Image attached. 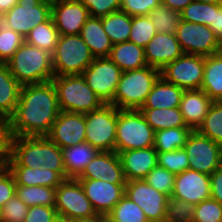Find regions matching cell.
Returning a JSON list of instances; mask_svg holds the SVG:
<instances>
[{"label": "cell", "mask_w": 222, "mask_h": 222, "mask_svg": "<svg viewBox=\"0 0 222 222\" xmlns=\"http://www.w3.org/2000/svg\"><path fill=\"white\" fill-rule=\"evenodd\" d=\"M51 17L60 35H76L80 34L90 14L78 0H53Z\"/></svg>", "instance_id": "e0dca14e"}, {"label": "cell", "mask_w": 222, "mask_h": 222, "mask_svg": "<svg viewBox=\"0 0 222 222\" xmlns=\"http://www.w3.org/2000/svg\"><path fill=\"white\" fill-rule=\"evenodd\" d=\"M183 148L187 153L189 169L211 175L222 165V146L197 131L188 135Z\"/></svg>", "instance_id": "4fadbf2b"}, {"label": "cell", "mask_w": 222, "mask_h": 222, "mask_svg": "<svg viewBox=\"0 0 222 222\" xmlns=\"http://www.w3.org/2000/svg\"><path fill=\"white\" fill-rule=\"evenodd\" d=\"M144 52L147 65L158 70L184 54L176 34L166 33H156L144 47Z\"/></svg>", "instance_id": "44dd1931"}, {"label": "cell", "mask_w": 222, "mask_h": 222, "mask_svg": "<svg viewBox=\"0 0 222 222\" xmlns=\"http://www.w3.org/2000/svg\"><path fill=\"white\" fill-rule=\"evenodd\" d=\"M184 91V89L165 81L160 76L141 108H177L180 106Z\"/></svg>", "instance_id": "d4e9b609"}, {"label": "cell", "mask_w": 222, "mask_h": 222, "mask_svg": "<svg viewBox=\"0 0 222 222\" xmlns=\"http://www.w3.org/2000/svg\"><path fill=\"white\" fill-rule=\"evenodd\" d=\"M108 57L122 72L147 66L144 48L130 41L114 44Z\"/></svg>", "instance_id": "f1b7e54d"}, {"label": "cell", "mask_w": 222, "mask_h": 222, "mask_svg": "<svg viewBox=\"0 0 222 222\" xmlns=\"http://www.w3.org/2000/svg\"><path fill=\"white\" fill-rule=\"evenodd\" d=\"M176 37L184 54L208 57L221 52V42L209 26L181 20Z\"/></svg>", "instance_id": "5bb4252c"}, {"label": "cell", "mask_w": 222, "mask_h": 222, "mask_svg": "<svg viewBox=\"0 0 222 222\" xmlns=\"http://www.w3.org/2000/svg\"><path fill=\"white\" fill-rule=\"evenodd\" d=\"M11 138L9 119L0 117V159H10Z\"/></svg>", "instance_id": "816d5d0a"}, {"label": "cell", "mask_w": 222, "mask_h": 222, "mask_svg": "<svg viewBox=\"0 0 222 222\" xmlns=\"http://www.w3.org/2000/svg\"><path fill=\"white\" fill-rule=\"evenodd\" d=\"M22 85L10 73L6 63H0V117L9 119L19 101Z\"/></svg>", "instance_id": "83f0119b"}, {"label": "cell", "mask_w": 222, "mask_h": 222, "mask_svg": "<svg viewBox=\"0 0 222 222\" xmlns=\"http://www.w3.org/2000/svg\"><path fill=\"white\" fill-rule=\"evenodd\" d=\"M154 136V129L140 110L117 109L116 153L153 147Z\"/></svg>", "instance_id": "8992f818"}, {"label": "cell", "mask_w": 222, "mask_h": 222, "mask_svg": "<svg viewBox=\"0 0 222 222\" xmlns=\"http://www.w3.org/2000/svg\"><path fill=\"white\" fill-rule=\"evenodd\" d=\"M18 0H0V16L12 9Z\"/></svg>", "instance_id": "9f6ffc18"}, {"label": "cell", "mask_w": 222, "mask_h": 222, "mask_svg": "<svg viewBox=\"0 0 222 222\" xmlns=\"http://www.w3.org/2000/svg\"><path fill=\"white\" fill-rule=\"evenodd\" d=\"M51 4V0H18L0 16V22L25 38L35 26L51 18Z\"/></svg>", "instance_id": "9c48e42d"}, {"label": "cell", "mask_w": 222, "mask_h": 222, "mask_svg": "<svg viewBox=\"0 0 222 222\" xmlns=\"http://www.w3.org/2000/svg\"><path fill=\"white\" fill-rule=\"evenodd\" d=\"M195 1L206 3V4L222 3V0H195Z\"/></svg>", "instance_id": "91938a15"}, {"label": "cell", "mask_w": 222, "mask_h": 222, "mask_svg": "<svg viewBox=\"0 0 222 222\" xmlns=\"http://www.w3.org/2000/svg\"><path fill=\"white\" fill-rule=\"evenodd\" d=\"M77 179H100L113 184H125L122 163L115 151L99 152Z\"/></svg>", "instance_id": "ffe728a7"}, {"label": "cell", "mask_w": 222, "mask_h": 222, "mask_svg": "<svg viewBox=\"0 0 222 222\" xmlns=\"http://www.w3.org/2000/svg\"><path fill=\"white\" fill-rule=\"evenodd\" d=\"M210 187V175L188 169L176 174L171 197L197 205L211 198Z\"/></svg>", "instance_id": "ac0fdd59"}, {"label": "cell", "mask_w": 222, "mask_h": 222, "mask_svg": "<svg viewBox=\"0 0 222 222\" xmlns=\"http://www.w3.org/2000/svg\"><path fill=\"white\" fill-rule=\"evenodd\" d=\"M189 127L167 128L155 132L153 147L157 152H172L185 146Z\"/></svg>", "instance_id": "e575fe53"}, {"label": "cell", "mask_w": 222, "mask_h": 222, "mask_svg": "<svg viewBox=\"0 0 222 222\" xmlns=\"http://www.w3.org/2000/svg\"><path fill=\"white\" fill-rule=\"evenodd\" d=\"M218 102H219L220 104H222V96L220 97V99L218 100Z\"/></svg>", "instance_id": "e7e4bbea"}, {"label": "cell", "mask_w": 222, "mask_h": 222, "mask_svg": "<svg viewBox=\"0 0 222 222\" xmlns=\"http://www.w3.org/2000/svg\"><path fill=\"white\" fill-rule=\"evenodd\" d=\"M16 194V182L11 171L5 166L0 171V207L2 208Z\"/></svg>", "instance_id": "681fc988"}, {"label": "cell", "mask_w": 222, "mask_h": 222, "mask_svg": "<svg viewBox=\"0 0 222 222\" xmlns=\"http://www.w3.org/2000/svg\"><path fill=\"white\" fill-rule=\"evenodd\" d=\"M122 70L109 58L97 57L82 72L87 85L104 104L113 101Z\"/></svg>", "instance_id": "8fae6325"}, {"label": "cell", "mask_w": 222, "mask_h": 222, "mask_svg": "<svg viewBox=\"0 0 222 222\" xmlns=\"http://www.w3.org/2000/svg\"><path fill=\"white\" fill-rule=\"evenodd\" d=\"M195 205L169 197L163 222H193Z\"/></svg>", "instance_id": "b9f144b4"}, {"label": "cell", "mask_w": 222, "mask_h": 222, "mask_svg": "<svg viewBox=\"0 0 222 222\" xmlns=\"http://www.w3.org/2000/svg\"><path fill=\"white\" fill-rule=\"evenodd\" d=\"M156 33L148 15L131 16V32L128 41L144 48Z\"/></svg>", "instance_id": "f35d334b"}, {"label": "cell", "mask_w": 222, "mask_h": 222, "mask_svg": "<svg viewBox=\"0 0 222 222\" xmlns=\"http://www.w3.org/2000/svg\"><path fill=\"white\" fill-rule=\"evenodd\" d=\"M9 159H0V171L7 165Z\"/></svg>", "instance_id": "94428289"}, {"label": "cell", "mask_w": 222, "mask_h": 222, "mask_svg": "<svg viewBox=\"0 0 222 222\" xmlns=\"http://www.w3.org/2000/svg\"><path fill=\"white\" fill-rule=\"evenodd\" d=\"M16 196L28 207L38 205L55 207L56 205V188L16 185Z\"/></svg>", "instance_id": "836d02e7"}, {"label": "cell", "mask_w": 222, "mask_h": 222, "mask_svg": "<svg viewBox=\"0 0 222 222\" xmlns=\"http://www.w3.org/2000/svg\"><path fill=\"white\" fill-rule=\"evenodd\" d=\"M125 195L143 210L149 222H163L168 195L157 191L145 180L126 181Z\"/></svg>", "instance_id": "9a60e30c"}, {"label": "cell", "mask_w": 222, "mask_h": 222, "mask_svg": "<svg viewBox=\"0 0 222 222\" xmlns=\"http://www.w3.org/2000/svg\"><path fill=\"white\" fill-rule=\"evenodd\" d=\"M158 166L176 174L189 169V161L184 148L173 150L172 152H158Z\"/></svg>", "instance_id": "7bdbcfd3"}, {"label": "cell", "mask_w": 222, "mask_h": 222, "mask_svg": "<svg viewBox=\"0 0 222 222\" xmlns=\"http://www.w3.org/2000/svg\"><path fill=\"white\" fill-rule=\"evenodd\" d=\"M0 222H2V213H1V207H0Z\"/></svg>", "instance_id": "be15d7a7"}, {"label": "cell", "mask_w": 222, "mask_h": 222, "mask_svg": "<svg viewBox=\"0 0 222 222\" xmlns=\"http://www.w3.org/2000/svg\"><path fill=\"white\" fill-rule=\"evenodd\" d=\"M196 131L222 146V104L212 102L203 123Z\"/></svg>", "instance_id": "8d00e7d4"}, {"label": "cell", "mask_w": 222, "mask_h": 222, "mask_svg": "<svg viewBox=\"0 0 222 222\" xmlns=\"http://www.w3.org/2000/svg\"><path fill=\"white\" fill-rule=\"evenodd\" d=\"M59 113L52 81L24 85L15 111L9 118L11 136H47Z\"/></svg>", "instance_id": "6da1fadb"}, {"label": "cell", "mask_w": 222, "mask_h": 222, "mask_svg": "<svg viewBox=\"0 0 222 222\" xmlns=\"http://www.w3.org/2000/svg\"><path fill=\"white\" fill-rule=\"evenodd\" d=\"M56 214L55 207L43 205L31 206L28 209L24 222H52Z\"/></svg>", "instance_id": "f907efd6"}, {"label": "cell", "mask_w": 222, "mask_h": 222, "mask_svg": "<svg viewBox=\"0 0 222 222\" xmlns=\"http://www.w3.org/2000/svg\"><path fill=\"white\" fill-rule=\"evenodd\" d=\"M73 222H102V216L95 217L92 219L73 220Z\"/></svg>", "instance_id": "680465c9"}, {"label": "cell", "mask_w": 222, "mask_h": 222, "mask_svg": "<svg viewBox=\"0 0 222 222\" xmlns=\"http://www.w3.org/2000/svg\"><path fill=\"white\" fill-rule=\"evenodd\" d=\"M112 222H149L143 210L126 195L106 215Z\"/></svg>", "instance_id": "74e56055"}, {"label": "cell", "mask_w": 222, "mask_h": 222, "mask_svg": "<svg viewBox=\"0 0 222 222\" xmlns=\"http://www.w3.org/2000/svg\"><path fill=\"white\" fill-rule=\"evenodd\" d=\"M61 151L67 179H77L100 152L87 142L63 148Z\"/></svg>", "instance_id": "4316f807"}, {"label": "cell", "mask_w": 222, "mask_h": 222, "mask_svg": "<svg viewBox=\"0 0 222 222\" xmlns=\"http://www.w3.org/2000/svg\"><path fill=\"white\" fill-rule=\"evenodd\" d=\"M29 207L16 194L1 208L2 222H24Z\"/></svg>", "instance_id": "bcb514c9"}, {"label": "cell", "mask_w": 222, "mask_h": 222, "mask_svg": "<svg viewBox=\"0 0 222 222\" xmlns=\"http://www.w3.org/2000/svg\"><path fill=\"white\" fill-rule=\"evenodd\" d=\"M89 11L90 16L104 17L120 10L121 0H78Z\"/></svg>", "instance_id": "7dc6e473"}, {"label": "cell", "mask_w": 222, "mask_h": 222, "mask_svg": "<svg viewBox=\"0 0 222 222\" xmlns=\"http://www.w3.org/2000/svg\"><path fill=\"white\" fill-rule=\"evenodd\" d=\"M55 209L71 220L99 217L78 179H65L57 186Z\"/></svg>", "instance_id": "30bf717a"}, {"label": "cell", "mask_w": 222, "mask_h": 222, "mask_svg": "<svg viewBox=\"0 0 222 222\" xmlns=\"http://www.w3.org/2000/svg\"><path fill=\"white\" fill-rule=\"evenodd\" d=\"M80 36L95 58L109 56L113 44L103 29L101 18L90 16L82 27Z\"/></svg>", "instance_id": "484cf974"}, {"label": "cell", "mask_w": 222, "mask_h": 222, "mask_svg": "<svg viewBox=\"0 0 222 222\" xmlns=\"http://www.w3.org/2000/svg\"><path fill=\"white\" fill-rule=\"evenodd\" d=\"M7 167L44 168L66 172L61 148L47 136L12 137Z\"/></svg>", "instance_id": "7a4b0ae2"}, {"label": "cell", "mask_w": 222, "mask_h": 222, "mask_svg": "<svg viewBox=\"0 0 222 222\" xmlns=\"http://www.w3.org/2000/svg\"><path fill=\"white\" fill-rule=\"evenodd\" d=\"M161 0H121L120 10L130 16L149 15Z\"/></svg>", "instance_id": "c3c4849f"}, {"label": "cell", "mask_w": 222, "mask_h": 222, "mask_svg": "<svg viewBox=\"0 0 222 222\" xmlns=\"http://www.w3.org/2000/svg\"><path fill=\"white\" fill-rule=\"evenodd\" d=\"M147 123L154 129L158 131L167 128H178L187 127L180 112V108H140L139 109Z\"/></svg>", "instance_id": "4dcf8cb0"}, {"label": "cell", "mask_w": 222, "mask_h": 222, "mask_svg": "<svg viewBox=\"0 0 222 222\" xmlns=\"http://www.w3.org/2000/svg\"><path fill=\"white\" fill-rule=\"evenodd\" d=\"M102 222H112V221L108 219L106 216H102Z\"/></svg>", "instance_id": "6125c7cd"}, {"label": "cell", "mask_w": 222, "mask_h": 222, "mask_svg": "<svg viewBox=\"0 0 222 222\" xmlns=\"http://www.w3.org/2000/svg\"><path fill=\"white\" fill-rule=\"evenodd\" d=\"M212 102L201 89L185 90L179 108L186 126L196 131L203 123Z\"/></svg>", "instance_id": "603a6c76"}, {"label": "cell", "mask_w": 222, "mask_h": 222, "mask_svg": "<svg viewBox=\"0 0 222 222\" xmlns=\"http://www.w3.org/2000/svg\"><path fill=\"white\" fill-rule=\"evenodd\" d=\"M60 111L89 113L101 108L104 103L87 85L81 75L54 76Z\"/></svg>", "instance_id": "5b68a950"}, {"label": "cell", "mask_w": 222, "mask_h": 222, "mask_svg": "<svg viewBox=\"0 0 222 222\" xmlns=\"http://www.w3.org/2000/svg\"><path fill=\"white\" fill-rule=\"evenodd\" d=\"M94 58L80 34L60 35L52 54L54 75H81Z\"/></svg>", "instance_id": "52a82bcc"}, {"label": "cell", "mask_w": 222, "mask_h": 222, "mask_svg": "<svg viewBox=\"0 0 222 222\" xmlns=\"http://www.w3.org/2000/svg\"><path fill=\"white\" fill-rule=\"evenodd\" d=\"M212 101L222 96V51L205 57L203 82L200 88Z\"/></svg>", "instance_id": "f546056e"}, {"label": "cell", "mask_w": 222, "mask_h": 222, "mask_svg": "<svg viewBox=\"0 0 222 222\" xmlns=\"http://www.w3.org/2000/svg\"><path fill=\"white\" fill-rule=\"evenodd\" d=\"M85 130L84 113L60 111L47 137L63 149L86 142Z\"/></svg>", "instance_id": "2e32d148"}, {"label": "cell", "mask_w": 222, "mask_h": 222, "mask_svg": "<svg viewBox=\"0 0 222 222\" xmlns=\"http://www.w3.org/2000/svg\"><path fill=\"white\" fill-rule=\"evenodd\" d=\"M78 180L99 216H106L125 195V184H113L100 179Z\"/></svg>", "instance_id": "d6986e66"}, {"label": "cell", "mask_w": 222, "mask_h": 222, "mask_svg": "<svg viewBox=\"0 0 222 222\" xmlns=\"http://www.w3.org/2000/svg\"><path fill=\"white\" fill-rule=\"evenodd\" d=\"M102 26L112 44L129 40L131 32V16L121 10L101 17Z\"/></svg>", "instance_id": "1f68e13d"}, {"label": "cell", "mask_w": 222, "mask_h": 222, "mask_svg": "<svg viewBox=\"0 0 222 222\" xmlns=\"http://www.w3.org/2000/svg\"><path fill=\"white\" fill-rule=\"evenodd\" d=\"M85 141L100 152L115 151L117 108L104 104L101 108L85 113Z\"/></svg>", "instance_id": "ba28073f"}, {"label": "cell", "mask_w": 222, "mask_h": 222, "mask_svg": "<svg viewBox=\"0 0 222 222\" xmlns=\"http://www.w3.org/2000/svg\"><path fill=\"white\" fill-rule=\"evenodd\" d=\"M193 222H222V205L209 198L195 205Z\"/></svg>", "instance_id": "f6af8a7d"}, {"label": "cell", "mask_w": 222, "mask_h": 222, "mask_svg": "<svg viewBox=\"0 0 222 222\" xmlns=\"http://www.w3.org/2000/svg\"><path fill=\"white\" fill-rule=\"evenodd\" d=\"M119 157L126 181L144 180L147 174L158 165V152L154 147L122 151Z\"/></svg>", "instance_id": "7402d4cb"}, {"label": "cell", "mask_w": 222, "mask_h": 222, "mask_svg": "<svg viewBox=\"0 0 222 222\" xmlns=\"http://www.w3.org/2000/svg\"><path fill=\"white\" fill-rule=\"evenodd\" d=\"M181 20L209 26L213 23L214 4H206L193 0L180 12Z\"/></svg>", "instance_id": "ab89813d"}, {"label": "cell", "mask_w": 222, "mask_h": 222, "mask_svg": "<svg viewBox=\"0 0 222 222\" xmlns=\"http://www.w3.org/2000/svg\"><path fill=\"white\" fill-rule=\"evenodd\" d=\"M157 33L176 34L181 17L180 13L160 4L149 13Z\"/></svg>", "instance_id": "d590c367"}, {"label": "cell", "mask_w": 222, "mask_h": 222, "mask_svg": "<svg viewBox=\"0 0 222 222\" xmlns=\"http://www.w3.org/2000/svg\"><path fill=\"white\" fill-rule=\"evenodd\" d=\"M6 64L10 73L22 86L48 82L55 76L52 54L26 42Z\"/></svg>", "instance_id": "3957f363"}, {"label": "cell", "mask_w": 222, "mask_h": 222, "mask_svg": "<svg viewBox=\"0 0 222 222\" xmlns=\"http://www.w3.org/2000/svg\"><path fill=\"white\" fill-rule=\"evenodd\" d=\"M59 36V31L51 17L48 21L35 26L25 37V42L53 54L55 52Z\"/></svg>", "instance_id": "d6a6232c"}, {"label": "cell", "mask_w": 222, "mask_h": 222, "mask_svg": "<svg viewBox=\"0 0 222 222\" xmlns=\"http://www.w3.org/2000/svg\"><path fill=\"white\" fill-rule=\"evenodd\" d=\"M205 69V57L183 54L160 70V76L184 90L200 89Z\"/></svg>", "instance_id": "7c38bea8"}, {"label": "cell", "mask_w": 222, "mask_h": 222, "mask_svg": "<svg viewBox=\"0 0 222 222\" xmlns=\"http://www.w3.org/2000/svg\"><path fill=\"white\" fill-rule=\"evenodd\" d=\"M211 198L222 205V165L210 175Z\"/></svg>", "instance_id": "f5cc1de1"}, {"label": "cell", "mask_w": 222, "mask_h": 222, "mask_svg": "<svg viewBox=\"0 0 222 222\" xmlns=\"http://www.w3.org/2000/svg\"><path fill=\"white\" fill-rule=\"evenodd\" d=\"M192 1L193 0H161V4L180 13Z\"/></svg>", "instance_id": "11a10c76"}, {"label": "cell", "mask_w": 222, "mask_h": 222, "mask_svg": "<svg viewBox=\"0 0 222 222\" xmlns=\"http://www.w3.org/2000/svg\"><path fill=\"white\" fill-rule=\"evenodd\" d=\"M52 222H73V220H71L67 216L56 214Z\"/></svg>", "instance_id": "6f0895ef"}, {"label": "cell", "mask_w": 222, "mask_h": 222, "mask_svg": "<svg viewBox=\"0 0 222 222\" xmlns=\"http://www.w3.org/2000/svg\"><path fill=\"white\" fill-rule=\"evenodd\" d=\"M175 176L176 175L174 173H171L167 169L157 165L147 174L144 180L157 191L171 197L174 188Z\"/></svg>", "instance_id": "ee69618b"}, {"label": "cell", "mask_w": 222, "mask_h": 222, "mask_svg": "<svg viewBox=\"0 0 222 222\" xmlns=\"http://www.w3.org/2000/svg\"><path fill=\"white\" fill-rule=\"evenodd\" d=\"M14 176L16 185L46 186L57 188L66 178V172H56L44 168L7 167Z\"/></svg>", "instance_id": "cb8c5ba5"}, {"label": "cell", "mask_w": 222, "mask_h": 222, "mask_svg": "<svg viewBox=\"0 0 222 222\" xmlns=\"http://www.w3.org/2000/svg\"><path fill=\"white\" fill-rule=\"evenodd\" d=\"M159 77L160 70L148 65L122 72L110 104L117 109L139 110Z\"/></svg>", "instance_id": "277c9868"}, {"label": "cell", "mask_w": 222, "mask_h": 222, "mask_svg": "<svg viewBox=\"0 0 222 222\" xmlns=\"http://www.w3.org/2000/svg\"><path fill=\"white\" fill-rule=\"evenodd\" d=\"M24 42L22 35L0 22V63H6Z\"/></svg>", "instance_id": "60d3db41"}, {"label": "cell", "mask_w": 222, "mask_h": 222, "mask_svg": "<svg viewBox=\"0 0 222 222\" xmlns=\"http://www.w3.org/2000/svg\"><path fill=\"white\" fill-rule=\"evenodd\" d=\"M218 40L222 41V3L214 4L213 23L209 25Z\"/></svg>", "instance_id": "db71d44e"}]
</instances>
